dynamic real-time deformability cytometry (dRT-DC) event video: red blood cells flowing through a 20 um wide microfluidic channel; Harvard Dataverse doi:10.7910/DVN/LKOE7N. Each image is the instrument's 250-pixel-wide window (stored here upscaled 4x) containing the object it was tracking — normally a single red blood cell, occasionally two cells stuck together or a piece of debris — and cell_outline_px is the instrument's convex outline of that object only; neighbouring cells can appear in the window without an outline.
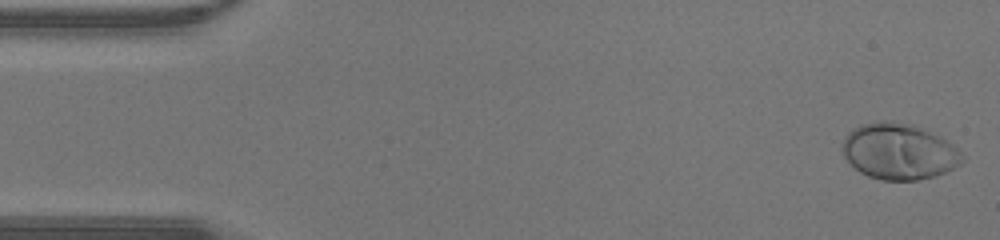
{"species": "human", "species_latin": "Homo sapiens", "temperature_condition": "warm", "stored_images_in_passage": 42, "camera_frame_rate_fps": 3000, "um_per_image_px": 0.085, "donor": {"sex": "male"}, "frame": {"image": 1, "passage_image": 1, "time_ms": 0.0, "image_size_px": [1000, 240], "cell_outline_px": [[964, 160], [960, 164], [936, 176], [916, 180], [880, 180], [868, 176], [860, 172], [844, 156], [840, 148], [848, 132], [852, 128], [860, 124], [900, 124], [920, 128], [952, 144], [956, 148]], "centroid_in_image_um": [76.37, 12.94], "position_along_channel_um": 8.6, "area_um2": 37.8}}
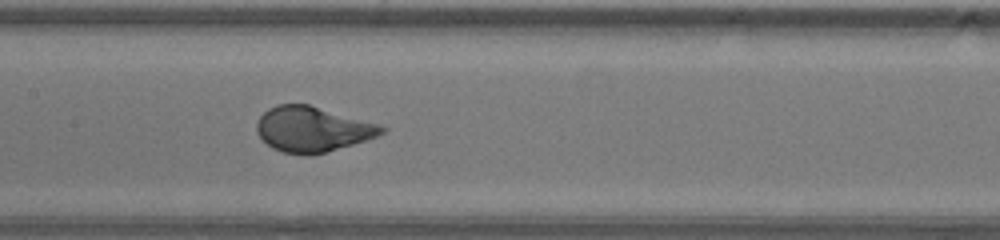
{"frame": {"image": 2, "passage_image": 20, "time_ms": 6.333, "image_size_px": [1000, 240], "cell_outline_px": [[388, 128], [384, 132], [376, 136], [352, 144], [324, 152], [308, 156], [304, 156], [284, 152], [272, 148], [256, 132], [256, 124], [260, 116], [268, 108], [276, 104], [308, 104], [380, 124]], "centroid_in_image_um": [26.54, 10.97], "position_along_channel_um": 180.9, "area_um2": 32.77}}
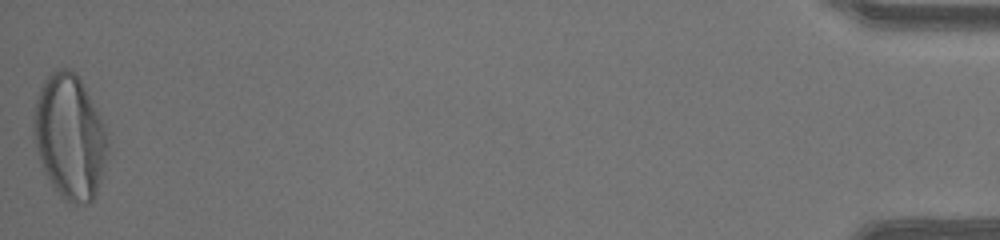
{"frame": {"image": 3, "passage_image": 42, "time_ms": 13.667, "image_size_px": [1000, 240], "cell_outline_px": [[108, 140], [104, 168], [96, 192], [92, 200], [88, 204], [72, 204], [64, 200], [52, 188], [40, 160], [36, 148], [32, 128], [32, 120], [36, 100], [40, 88], [44, 80], [56, 68], [64, 68], [76, 72], [96, 108], [100, 116]], "centroid_in_image_um": [5.9, 11.64], "position_along_channel_um": 429.3, "area_um2": 53.58}}